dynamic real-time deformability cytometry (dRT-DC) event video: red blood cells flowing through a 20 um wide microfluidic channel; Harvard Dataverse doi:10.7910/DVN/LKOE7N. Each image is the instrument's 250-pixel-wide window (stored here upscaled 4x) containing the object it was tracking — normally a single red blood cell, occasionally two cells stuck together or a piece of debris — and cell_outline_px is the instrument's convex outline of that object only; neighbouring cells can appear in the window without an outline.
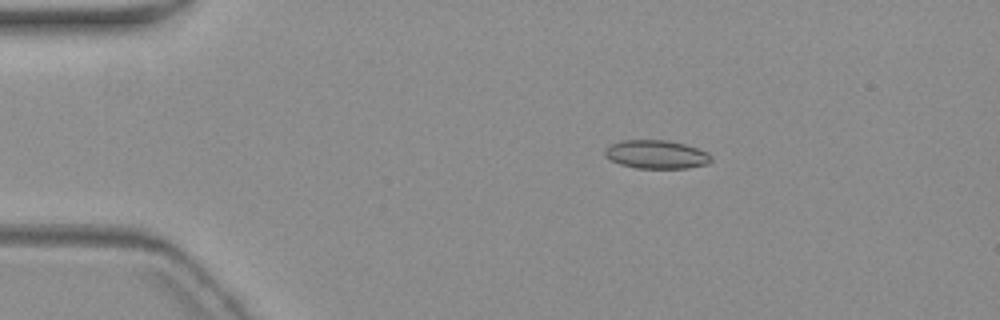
{"species": "common noctule bat (a hibernating species)", "species_latin": "Nyctalus noctula", "temperature_condition": "warm", "stored_images_in_passage": 5, "camera_frame_rate_fps": 3000, "um_per_image_px": 0.085, "animal": {"sex": "female", "body_mass_g": 19.3, "forearm_length_mm": 54.1}, "frame": {"image": 1, "passage_image": 3, "time_ms": 2.333, "image_size_px": [1000, 320], "cell_outline_px": [[712, 160], [708, 164], [688, 168], [636, 168], [620, 164], [604, 156], [604, 152], [612, 144], [620, 140], [668, 140], [684, 144], [708, 152], [712, 156]], "centroid_in_image_um": [55.82, 13.13], "position_along_channel_um": 29.2, "area_um2": 17.63}}